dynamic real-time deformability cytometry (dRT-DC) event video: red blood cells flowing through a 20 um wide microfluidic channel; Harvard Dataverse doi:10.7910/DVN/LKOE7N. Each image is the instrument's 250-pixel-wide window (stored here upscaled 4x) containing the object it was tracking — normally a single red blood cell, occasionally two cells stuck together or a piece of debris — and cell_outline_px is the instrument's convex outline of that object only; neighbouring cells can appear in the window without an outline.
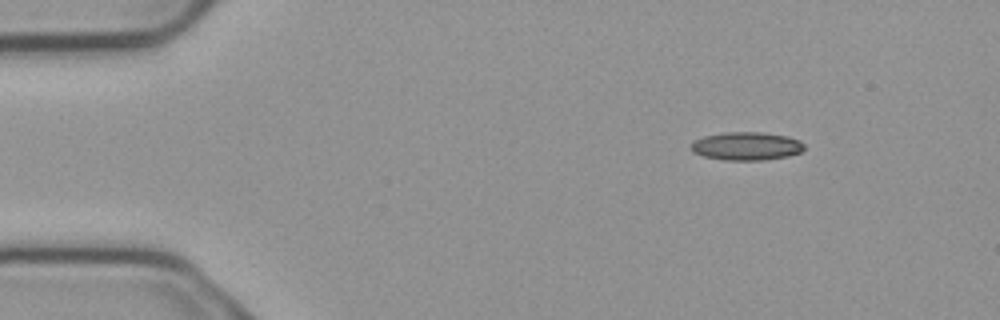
{"species": "common noctule bat (a hibernating species)", "species_latin": "Nyctalus noctula", "temperature_condition": "cold", "stored_images_in_passage": 4, "camera_frame_rate_fps": 3000, "um_per_image_px": 0.085, "animal": {"sex": "male", "body_mass_g": 23.1, "forearm_length_mm": 52.7}, "frame": {"image": 1, "passage_image": 2, "time_ms": 0.333, "image_size_px": [1000, 320], "cell_outline_px": [[804, 148], [800, 152], [788, 156], [764, 160], [724, 160], [704, 156], [692, 152], [688, 148], [696, 140], [704, 136], [724, 132], [760, 132], [788, 136], [800, 140], [804, 144]], "centroid_in_image_um": [63.45, 12.42], "position_along_channel_um": 21.6, "area_um2": 18.67}}
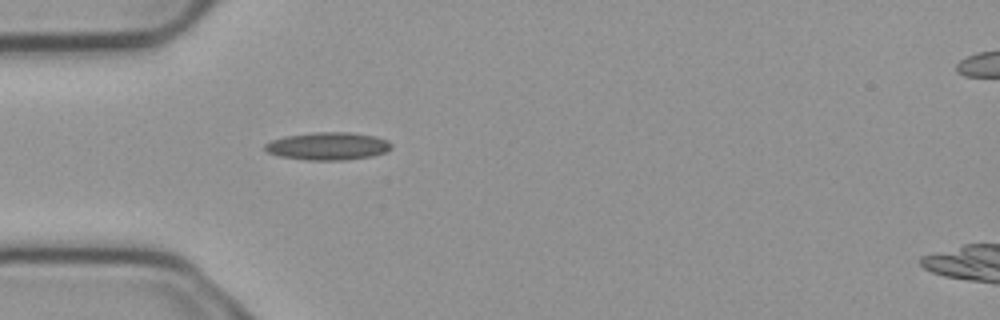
{"frame": {"image": 2, "passage_image": 4, "time_ms": 1.0, "image_size_px": [1000, 320], "cell_outline_px": [[392, 148], [384, 152], [372, 156], [344, 160], [308, 160], [280, 156], [268, 152], [264, 148], [264, 144], [272, 140], [284, 136], [312, 132], [352, 132], [376, 136], [388, 140], [392, 144]], "centroid_in_image_um": [27.89, 12.41], "position_along_channel_um": 57.1, "area_um2": 20.52}}